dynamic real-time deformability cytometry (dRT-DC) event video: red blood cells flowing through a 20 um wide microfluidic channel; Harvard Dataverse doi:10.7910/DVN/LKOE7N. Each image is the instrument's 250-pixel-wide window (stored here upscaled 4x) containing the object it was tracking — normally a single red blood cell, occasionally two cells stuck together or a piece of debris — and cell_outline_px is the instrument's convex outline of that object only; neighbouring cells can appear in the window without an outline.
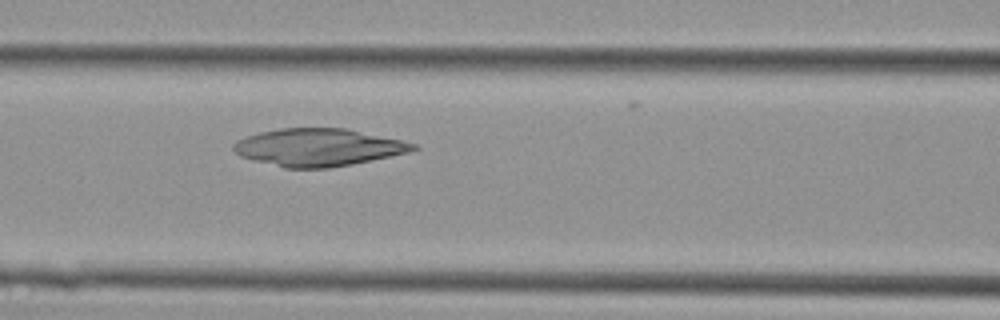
{"species": "Egyptian fruit bat (a non-hibernating species)", "species_latin": "Rousettus aegyptiacus", "temperature_condition": "cold", "stored_images_in_passage": 37, "camera_frame_rate_fps": 3000, "um_per_image_px": 0.085, "animal": {"sex": "female"}, "frame": {"image": 1, "passage_image": 19, "time_ms": 6.0, "image_size_px": [1000, 320], "cell_outline_px": [[420, 148], [408, 152], [352, 164], [328, 168], [284, 168], [240, 156], [232, 148], [232, 144], [236, 140], [260, 132], [280, 128], [344, 128], [400, 140], [416, 144]], "centroid_in_image_um": [27.02, 12.52], "position_along_channel_um": 139.6, "area_um2": 38.9}}
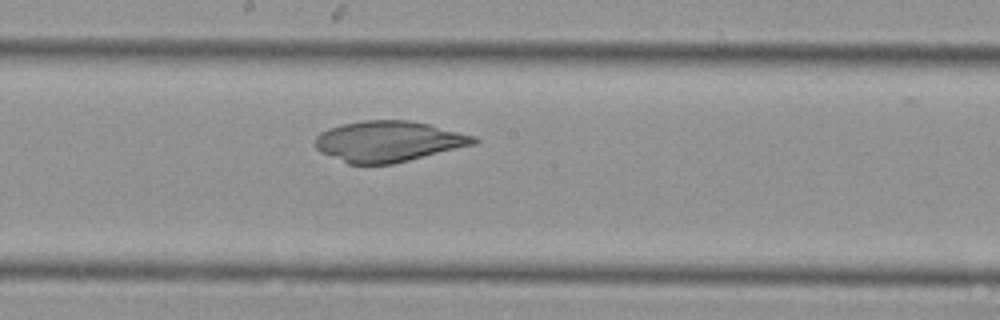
{"frame": {"image": 2, "passage_image": 24, "time_ms": 7.667, "image_size_px": [1000, 320], "cell_outline_px": [[480, 140], [476, 144], [392, 164], [348, 164], [320, 152], [316, 148], [316, 136], [320, 132], [328, 128], [340, 124], [364, 120], [408, 120], [428, 124], [476, 136]], "centroid_in_image_um": [33.01, 12.01], "position_along_channel_um": 215.2, "area_um2": 37.69}}
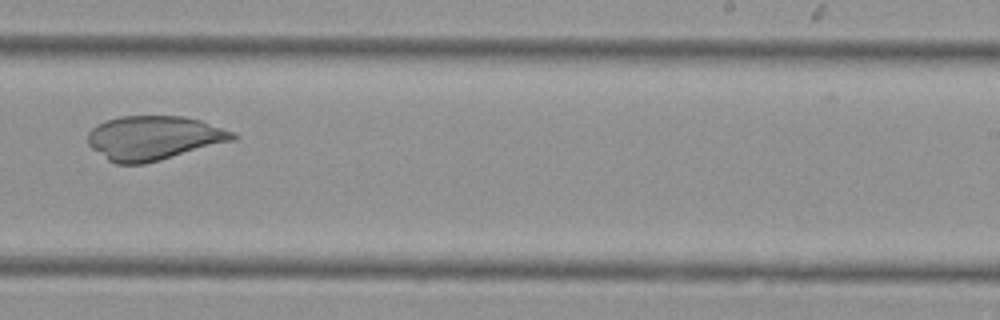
{"frame": {"image": 3, "passage_image": 28, "time_ms": 9.0, "image_size_px": [1000, 320], "cell_outline_px": [[240, 136], [236, 140], [160, 160], [144, 164], [116, 164], [108, 160], [92, 148], [88, 144], [88, 132], [96, 124], [120, 116], [184, 116], [200, 120], [236, 132]], "centroid_in_image_um": [13.11, 11.72], "position_along_channel_um": 275.9, "area_um2": 37.51}}